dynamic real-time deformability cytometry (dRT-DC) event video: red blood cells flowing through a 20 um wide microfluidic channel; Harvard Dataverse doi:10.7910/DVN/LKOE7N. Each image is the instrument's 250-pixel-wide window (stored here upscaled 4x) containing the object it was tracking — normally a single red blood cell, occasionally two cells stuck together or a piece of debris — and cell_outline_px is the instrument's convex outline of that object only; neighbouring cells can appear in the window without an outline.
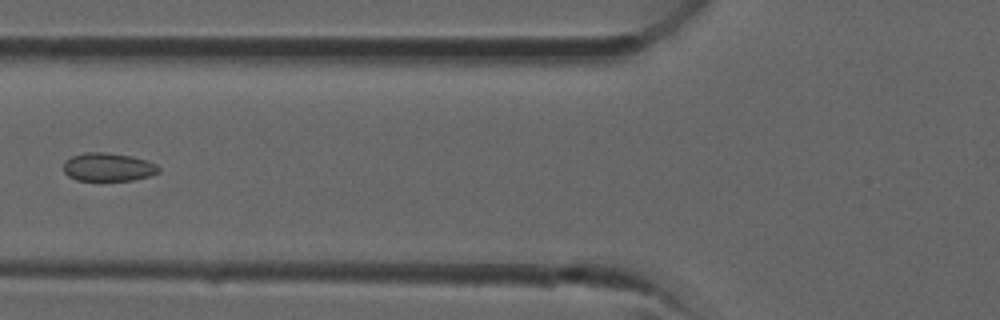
{"species": "common noctule bat (a hibernating species)", "species_latin": "Nyctalus noctula", "temperature_condition": "room temperature", "stored_images_in_passage": 27, "camera_frame_rate_fps": 3000, "um_per_image_px": 0.085, "animal": {"sex": "male", "forearm_length_mm": 52.5}, "frame": {"image": 1, "passage_image": 5, "time_ms": 1.333, "image_size_px": [1000, 320], "cell_outline_px": [[160, 172], [148, 176], [132, 180], [76, 180], [68, 176], [64, 172], [64, 160], [72, 156], [84, 152], [108, 152], [132, 156], [156, 164], [160, 168]], "centroid_in_image_um": [9.17, 14.19], "position_along_channel_um": 116.6, "area_um2": 15.72}}
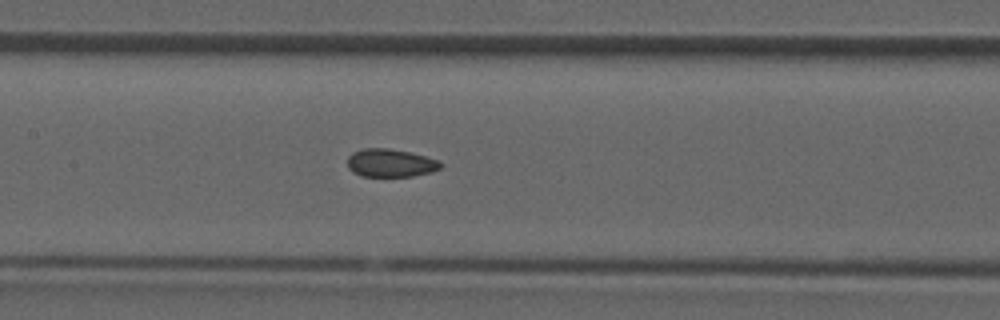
{"frame": {"image": 2, "passage_image": 8, "time_ms": 2.333, "image_size_px": [1000, 320], "cell_outline_px": [[444, 164], [440, 168], [432, 172], [412, 176], [360, 176], [352, 172], [348, 168], [348, 156], [352, 152], [364, 148], [388, 148], [408, 152], [440, 160]], "centroid_in_image_um": [33.19, 13.85], "position_along_channel_um": 174.2, "area_um2": 15.32}}